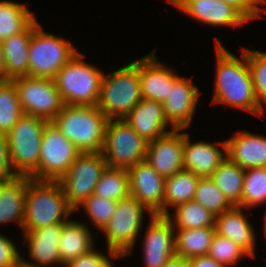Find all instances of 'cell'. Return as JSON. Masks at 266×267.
<instances>
[{
    "label": "cell",
    "mask_w": 266,
    "mask_h": 267,
    "mask_svg": "<svg viewBox=\"0 0 266 267\" xmlns=\"http://www.w3.org/2000/svg\"><path fill=\"white\" fill-rule=\"evenodd\" d=\"M23 115L14 82H0V134L6 136Z\"/></svg>",
    "instance_id": "cell-33"
},
{
    "label": "cell",
    "mask_w": 266,
    "mask_h": 267,
    "mask_svg": "<svg viewBox=\"0 0 266 267\" xmlns=\"http://www.w3.org/2000/svg\"><path fill=\"white\" fill-rule=\"evenodd\" d=\"M11 80L24 114L51 122L63 109L65 104L54 79L26 75Z\"/></svg>",
    "instance_id": "cell-11"
},
{
    "label": "cell",
    "mask_w": 266,
    "mask_h": 267,
    "mask_svg": "<svg viewBox=\"0 0 266 267\" xmlns=\"http://www.w3.org/2000/svg\"><path fill=\"white\" fill-rule=\"evenodd\" d=\"M216 41V82L211 104L220 103L236 107L260 116L251 70L247 61L246 48H242V59L228 52L220 41Z\"/></svg>",
    "instance_id": "cell-1"
},
{
    "label": "cell",
    "mask_w": 266,
    "mask_h": 267,
    "mask_svg": "<svg viewBox=\"0 0 266 267\" xmlns=\"http://www.w3.org/2000/svg\"><path fill=\"white\" fill-rule=\"evenodd\" d=\"M227 157L243 169L266 167V137L242 131L226 140Z\"/></svg>",
    "instance_id": "cell-22"
},
{
    "label": "cell",
    "mask_w": 266,
    "mask_h": 267,
    "mask_svg": "<svg viewBox=\"0 0 266 267\" xmlns=\"http://www.w3.org/2000/svg\"><path fill=\"white\" fill-rule=\"evenodd\" d=\"M106 167L102 152L81 153L58 181L68 204L74 210L93 194Z\"/></svg>",
    "instance_id": "cell-12"
},
{
    "label": "cell",
    "mask_w": 266,
    "mask_h": 267,
    "mask_svg": "<svg viewBox=\"0 0 266 267\" xmlns=\"http://www.w3.org/2000/svg\"><path fill=\"white\" fill-rule=\"evenodd\" d=\"M16 176L9 159L7 138L5 135L0 134V177L14 178Z\"/></svg>",
    "instance_id": "cell-42"
},
{
    "label": "cell",
    "mask_w": 266,
    "mask_h": 267,
    "mask_svg": "<svg viewBox=\"0 0 266 267\" xmlns=\"http://www.w3.org/2000/svg\"><path fill=\"white\" fill-rule=\"evenodd\" d=\"M222 2H226L228 4L233 5L236 9H238L248 20H253L259 17H263L260 15V11L265 10V8H260L257 6L258 3H266V0H219Z\"/></svg>",
    "instance_id": "cell-41"
},
{
    "label": "cell",
    "mask_w": 266,
    "mask_h": 267,
    "mask_svg": "<svg viewBox=\"0 0 266 267\" xmlns=\"http://www.w3.org/2000/svg\"><path fill=\"white\" fill-rule=\"evenodd\" d=\"M81 154L52 122L43 131L38 168L30 175L34 180L59 181Z\"/></svg>",
    "instance_id": "cell-10"
},
{
    "label": "cell",
    "mask_w": 266,
    "mask_h": 267,
    "mask_svg": "<svg viewBox=\"0 0 266 267\" xmlns=\"http://www.w3.org/2000/svg\"><path fill=\"white\" fill-rule=\"evenodd\" d=\"M32 33L33 22L23 32L1 41L7 77L10 80L28 75Z\"/></svg>",
    "instance_id": "cell-25"
},
{
    "label": "cell",
    "mask_w": 266,
    "mask_h": 267,
    "mask_svg": "<svg viewBox=\"0 0 266 267\" xmlns=\"http://www.w3.org/2000/svg\"><path fill=\"white\" fill-rule=\"evenodd\" d=\"M264 223H265L264 224V233H265L264 235L266 236V214H265V218H264Z\"/></svg>",
    "instance_id": "cell-47"
},
{
    "label": "cell",
    "mask_w": 266,
    "mask_h": 267,
    "mask_svg": "<svg viewBox=\"0 0 266 267\" xmlns=\"http://www.w3.org/2000/svg\"><path fill=\"white\" fill-rule=\"evenodd\" d=\"M193 200L201 204L215 216L233 206L211 177H200Z\"/></svg>",
    "instance_id": "cell-35"
},
{
    "label": "cell",
    "mask_w": 266,
    "mask_h": 267,
    "mask_svg": "<svg viewBox=\"0 0 266 267\" xmlns=\"http://www.w3.org/2000/svg\"><path fill=\"white\" fill-rule=\"evenodd\" d=\"M77 52L56 74L54 82L65 105L98 104L103 73Z\"/></svg>",
    "instance_id": "cell-5"
},
{
    "label": "cell",
    "mask_w": 266,
    "mask_h": 267,
    "mask_svg": "<svg viewBox=\"0 0 266 267\" xmlns=\"http://www.w3.org/2000/svg\"><path fill=\"white\" fill-rule=\"evenodd\" d=\"M174 208V217L170 213L166 216L176 229L215 227V215L195 200L178 204Z\"/></svg>",
    "instance_id": "cell-31"
},
{
    "label": "cell",
    "mask_w": 266,
    "mask_h": 267,
    "mask_svg": "<svg viewBox=\"0 0 266 267\" xmlns=\"http://www.w3.org/2000/svg\"><path fill=\"white\" fill-rule=\"evenodd\" d=\"M143 238L146 267H163L176 255L175 228L166 215L154 214Z\"/></svg>",
    "instance_id": "cell-14"
},
{
    "label": "cell",
    "mask_w": 266,
    "mask_h": 267,
    "mask_svg": "<svg viewBox=\"0 0 266 267\" xmlns=\"http://www.w3.org/2000/svg\"><path fill=\"white\" fill-rule=\"evenodd\" d=\"M93 195L119 201L130 196L127 169L107 166L97 182Z\"/></svg>",
    "instance_id": "cell-32"
},
{
    "label": "cell",
    "mask_w": 266,
    "mask_h": 267,
    "mask_svg": "<svg viewBox=\"0 0 266 267\" xmlns=\"http://www.w3.org/2000/svg\"><path fill=\"white\" fill-rule=\"evenodd\" d=\"M10 80L7 77V71L5 68V60H4V56H3V50H2V45L0 42V82H5Z\"/></svg>",
    "instance_id": "cell-45"
},
{
    "label": "cell",
    "mask_w": 266,
    "mask_h": 267,
    "mask_svg": "<svg viewBox=\"0 0 266 267\" xmlns=\"http://www.w3.org/2000/svg\"><path fill=\"white\" fill-rule=\"evenodd\" d=\"M180 131L172 129L147 145L146 162L165 178L183 169L185 133Z\"/></svg>",
    "instance_id": "cell-15"
},
{
    "label": "cell",
    "mask_w": 266,
    "mask_h": 267,
    "mask_svg": "<svg viewBox=\"0 0 266 267\" xmlns=\"http://www.w3.org/2000/svg\"><path fill=\"white\" fill-rule=\"evenodd\" d=\"M66 267H113L109 257L93 248L91 251L67 262Z\"/></svg>",
    "instance_id": "cell-39"
},
{
    "label": "cell",
    "mask_w": 266,
    "mask_h": 267,
    "mask_svg": "<svg viewBox=\"0 0 266 267\" xmlns=\"http://www.w3.org/2000/svg\"><path fill=\"white\" fill-rule=\"evenodd\" d=\"M45 119L24 114L6 135L9 159L18 176H30L39 165Z\"/></svg>",
    "instance_id": "cell-6"
},
{
    "label": "cell",
    "mask_w": 266,
    "mask_h": 267,
    "mask_svg": "<svg viewBox=\"0 0 266 267\" xmlns=\"http://www.w3.org/2000/svg\"><path fill=\"white\" fill-rule=\"evenodd\" d=\"M89 230L86 224L75 220L63 223L58 248L64 265L94 248L93 235Z\"/></svg>",
    "instance_id": "cell-26"
},
{
    "label": "cell",
    "mask_w": 266,
    "mask_h": 267,
    "mask_svg": "<svg viewBox=\"0 0 266 267\" xmlns=\"http://www.w3.org/2000/svg\"><path fill=\"white\" fill-rule=\"evenodd\" d=\"M200 93L191 79L181 76L170 85L169 96L162 104L172 129L184 130L190 126Z\"/></svg>",
    "instance_id": "cell-17"
},
{
    "label": "cell",
    "mask_w": 266,
    "mask_h": 267,
    "mask_svg": "<svg viewBox=\"0 0 266 267\" xmlns=\"http://www.w3.org/2000/svg\"><path fill=\"white\" fill-rule=\"evenodd\" d=\"M189 134L185 133L183 149V169L193 172L200 177H210L218 166L227 158L226 141L217 142V145L199 141L192 143Z\"/></svg>",
    "instance_id": "cell-20"
},
{
    "label": "cell",
    "mask_w": 266,
    "mask_h": 267,
    "mask_svg": "<svg viewBox=\"0 0 266 267\" xmlns=\"http://www.w3.org/2000/svg\"><path fill=\"white\" fill-rule=\"evenodd\" d=\"M9 179H12V178H3V177H0V192H1V188L3 187L4 183L9 180Z\"/></svg>",
    "instance_id": "cell-46"
},
{
    "label": "cell",
    "mask_w": 266,
    "mask_h": 267,
    "mask_svg": "<svg viewBox=\"0 0 266 267\" xmlns=\"http://www.w3.org/2000/svg\"><path fill=\"white\" fill-rule=\"evenodd\" d=\"M25 4L0 1V42L23 32L35 19Z\"/></svg>",
    "instance_id": "cell-30"
},
{
    "label": "cell",
    "mask_w": 266,
    "mask_h": 267,
    "mask_svg": "<svg viewBox=\"0 0 266 267\" xmlns=\"http://www.w3.org/2000/svg\"><path fill=\"white\" fill-rule=\"evenodd\" d=\"M190 267H226L208 255L188 259Z\"/></svg>",
    "instance_id": "cell-43"
},
{
    "label": "cell",
    "mask_w": 266,
    "mask_h": 267,
    "mask_svg": "<svg viewBox=\"0 0 266 267\" xmlns=\"http://www.w3.org/2000/svg\"><path fill=\"white\" fill-rule=\"evenodd\" d=\"M208 256L215 259L217 262L228 267L234 265L238 260L243 259L244 255L249 254L233 240L215 233L211 245L209 247Z\"/></svg>",
    "instance_id": "cell-36"
},
{
    "label": "cell",
    "mask_w": 266,
    "mask_h": 267,
    "mask_svg": "<svg viewBox=\"0 0 266 267\" xmlns=\"http://www.w3.org/2000/svg\"><path fill=\"white\" fill-rule=\"evenodd\" d=\"M163 267H190V265L188 259L174 255Z\"/></svg>",
    "instance_id": "cell-44"
},
{
    "label": "cell",
    "mask_w": 266,
    "mask_h": 267,
    "mask_svg": "<svg viewBox=\"0 0 266 267\" xmlns=\"http://www.w3.org/2000/svg\"><path fill=\"white\" fill-rule=\"evenodd\" d=\"M21 258L14 242L0 234V267H22Z\"/></svg>",
    "instance_id": "cell-40"
},
{
    "label": "cell",
    "mask_w": 266,
    "mask_h": 267,
    "mask_svg": "<svg viewBox=\"0 0 266 267\" xmlns=\"http://www.w3.org/2000/svg\"><path fill=\"white\" fill-rule=\"evenodd\" d=\"M200 176L188 170H180L166 177L164 187V215L170 213L169 207H175L193 200Z\"/></svg>",
    "instance_id": "cell-27"
},
{
    "label": "cell",
    "mask_w": 266,
    "mask_h": 267,
    "mask_svg": "<svg viewBox=\"0 0 266 267\" xmlns=\"http://www.w3.org/2000/svg\"><path fill=\"white\" fill-rule=\"evenodd\" d=\"M142 99L139 60L103 74L97 106L110 120L124 119Z\"/></svg>",
    "instance_id": "cell-4"
},
{
    "label": "cell",
    "mask_w": 266,
    "mask_h": 267,
    "mask_svg": "<svg viewBox=\"0 0 266 267\" xmlns=\"http://www.w3.org/2000/svg\"><path fill=\"white\" fill-rule=\"evenodd\" d=\"M243 214L241 207L232 206L230 209L215 216V230L217 234L233 240L250 257H254L256 245L254 229Z\"/></svg>",
    "instance_id": "cell-23"
},
{
    "label": "cell",
    "mask_w": 266,
    "mask_h": 267,
    "mask_svg": "<svg viewBox=\"0 0 266 267\" xmlns=\"http://www.w3.org/2000/svg\"><path fill=\"white\" fill-rule=\"evenodd\" d=\"M77 52L70 41L43 31L35 19L29 45L28 76L54 79Z\"/></svg>",
    "instance_id": "cell-7"
},
{
    "label": "cell",
    "mask_w": 266,
    "mask_h": 267,
    "mask_svg": "<svg viewBox=\"0 0 266 267\" xmlns=\"http://www.w3.org/2000/svg\"><path fill=\"white\" fill-rule=\"evenodd\" d=\"M74 211L58 181L34 180L28 176L23 232L65 223Z\"/></svg>",
    "instance_id": "cell-3"
},
{
    "label": "cell",
    "mask_w": 266,
    "mask_h": 267,
    "mask_svg": "<svg viewBox=\"0 0 266 267\" xmlns=\"http://www.w3.org/2000/svg\"><path fill=\"white\" fill-rule=\"evenodd\" d=\"M124 120L147 142L171 132L166 131L169 124L164 114L163 104L158 101L142 99Z\"/></svg>",
    "instance_id": "cell-21"
},
{
    "label": "cell",
    "mask_w": 266,
    "mask_h": 267,
    "mask_svg": "<svg viewBox=\"0 0 266 267\" xmlns=\"http://www.w3.org/2000/svg\"><path fill=\"white\" fill-rule=\"evenodd\" d=\"M145 210L148 211L150 217L154 215L132 196L117 202L111 220L102 230L106 235L109 257L116 259L131 254L143 225Z\"/></svg>",
    "instance_id": "cell-8"
},
{
    "label": "cell",
    "mask_w": 266,
    "mask_h": 267,
    "mask_svg": "<svg viewBox=\"0 0 266 267\" xmlns=\"http://www.w3.org/2000/svg\"><path fill=\"white\" fill-rule=\"evenodd\" d=\"M210 177L233 206L241 203L245 169L227 157Z\"/></svg>",
    "instance_id": "cell-29"
},
{
    "label": "cell",
    "mask_w": 266,
    "mask_h": 267,
    "mask_svg": "<svg viewBox=\"0 0 266 267\" xmlns=\"http://www.w3.org/2000/svg\"><path fill=\"white\" fill-rule=\"evenodd\" d=\"M266 202V167L245 169L241 203L243 208H250Z\"/></svg>",
    "instance_id": "cell-34"
},
{
    "label": "cell",
    "mask_w": 266,
    "mask_h": 267,
    "mask_svg": "<svg viewBox=\"0 0 266 267\" xmlns=\"http://www.w3.org/2000/svg\"><path fill=\"white\" fill-rule=\"evenodd\" d=\"M81 206L86 210L85 212L94 226L101 231L111 220L116 210L117 201L92 194L75 211H80Z\"/></svg>",
    "instance_id": "cell-37"
},
{
    "label": "cell",
    "mask_w": 266,
    "mask_h": 267,
    "mask_svg": "<svg viewBox=\"0 0 266 267\" xmlns=\"http://www.w3.org/2000/svg\"><path fill=\"white\" fill-rule=\"evenodd\" d=\"M246 56L252 74L256 99L259 108L263 111L262 103L266 104V52L246 48Z\"/></svg>",
    "instance_id": "cell-38"
},
{
    "label": "cell",
    "mask_w": 266,
    "mask_h": 267,
    "mask_svg": "<svg viewBox=\"0 0 266 267\" xmlns=\"http://www.w3.org/2000/svg\"><path fill=\"white\" fill-rule=\"evenodd\" d=\"M148 142L124 119L109 120L102 154L107 166L129 169L145 161Z\"/></svg>",
    "instance_id": "cell-9"
},
{
    "label": "cell",
    "mask_w": 266,
    "mask_h": 267,
    "mask_svg": "<svg viewBox=\"0 0 266 267\" xmlns=\"http://www.w3.org/2000/svg\"><path fill=\"white\" fill-rule=\"evenodd\" d=\"M109 118L97 105H64L51 121L81 153L102 152Z\"/></svg>",
    "instance_id": "cell-2"
},
{
    "label": "cell",
    "mask_w": 266,
    "mask_h": 267,
    "mask_svg": "<svg viewBox=\"0 0 266 267\" xmlns=\"http://www.w3.org/2000/svg\"><path fill=\"white\" fill-rule=\"evenodd\" d=\"M62 227L63 223H56L23 232V239L28 242V252L34 263H29L23 256L22 267H50L56 263L64 266L58 248Z\"/></svg>",
    "instance_id": "cell-18"
},
{
    "label": "cell",
    "mask_w": 266,
    "mask_h": 267,
    "mask_svg": "<svg viewBox=\"0 0 266 267\" xmlns=\"http://www.w3.org/2000/svg\"><path fill=\"white\" fill-rule=\"evenodd\" d=\"M28 176H16L7 180L0 192V224L16 222L23 225Z\"/></svg>",
    "instance_id": "cell-24"
},
{
    "label": "cell",
    "mask_w": 266,
    "mask_h": 267,
    "mask_svg": "<svg viewBox=\"0 0 266 267\" xmlns=\"http://www.w3.org/2000/svg\"><path fill=\"white\" fill-rule=\"evenodd\" d=\"M215 233V227L176 229V255L186 259L207 255Z\"/></svg>",
    "instance_id": "cell-28"
},
{
    "label": "cell",
    "mask_w": 266,
    "mask_h": 267,
    "mask_svg": "<svg viewBox=\"0 0 266 267\" xmlns=\"http://www.w3.org/2000/svg\"><path fill=\"white\" fill-rule=\"evenodd\" d=\"M130 196L144 204L153 214L164 215L165 177L146 160L127 169Z\"/></svg>",
    "instance_id": "cell-13"
},
{
    "label": "cell",
    "mask_w": 266,
    "mask_h": 267,
    "mask_svg": "<svg viewBox=\"0 0 266 267\" xmlns=\"http://www.w3.org/2000/svg\"><path fill=\"white\" fill-rule=\"evenodd\" d=\"M155 51L139 59V78L143 99L163 102L170 92V85L179 77L171 68L158 62Z\"/></svg>",
    "instance_id": "cell-19"
},
{
    "label": "cell",
    "mask_w": 266,
    "mask_h": 267,
    "mask_svg": "<svg viewBox=\"0 0 266 267\" xmlns=\"http://www.w3.org/2000/svg\"><path fill=\"white\" fill-rule=\"evenodd\" d=\"M169 3L211 26H244L249 20L233 5L219 0H168Z\"/></svg>",
    "instance_id": "cell-16"
}]
</instances>
